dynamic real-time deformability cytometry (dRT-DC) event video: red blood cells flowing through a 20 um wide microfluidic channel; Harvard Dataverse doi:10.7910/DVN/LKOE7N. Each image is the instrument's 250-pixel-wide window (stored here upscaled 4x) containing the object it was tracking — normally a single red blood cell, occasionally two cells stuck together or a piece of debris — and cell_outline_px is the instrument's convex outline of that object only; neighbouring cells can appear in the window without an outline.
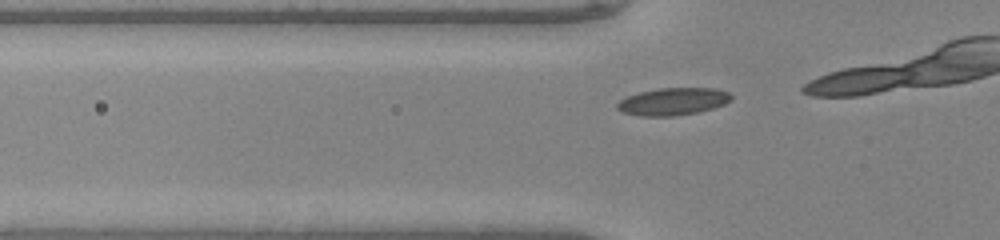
{"species": "common noctule bat (a hibernating species)", "species_latin": "Nyctalus noctula", "temperature_condition": "warm", "stored_images_in_passage": 5, "camera_frame_rate_fps": 3000, "um_per_image_px": 0.085, "animal": {"sex": "male", "body_mass_g": 20.0, "forearm_length_mm": 53.3}, "frame": {"image": 1, "passage_image": 2, "time_ms": 0.333, "image_size_px": [1000, 240], "cell_outline_px": [[732, 100], [724, 104], [712, 108], [696, 112], [672, 116], [640, 116], [624, 112], [616, 108], [616, 104], [620, 100], [628, 96], [640, 92], [660, 88], [716, 88], [728, 92], [732, 96]], "centroid_in_image_um": [57.21, 8.62], "position_along_channel_um": 68.6, "area_um2": 18.03}}